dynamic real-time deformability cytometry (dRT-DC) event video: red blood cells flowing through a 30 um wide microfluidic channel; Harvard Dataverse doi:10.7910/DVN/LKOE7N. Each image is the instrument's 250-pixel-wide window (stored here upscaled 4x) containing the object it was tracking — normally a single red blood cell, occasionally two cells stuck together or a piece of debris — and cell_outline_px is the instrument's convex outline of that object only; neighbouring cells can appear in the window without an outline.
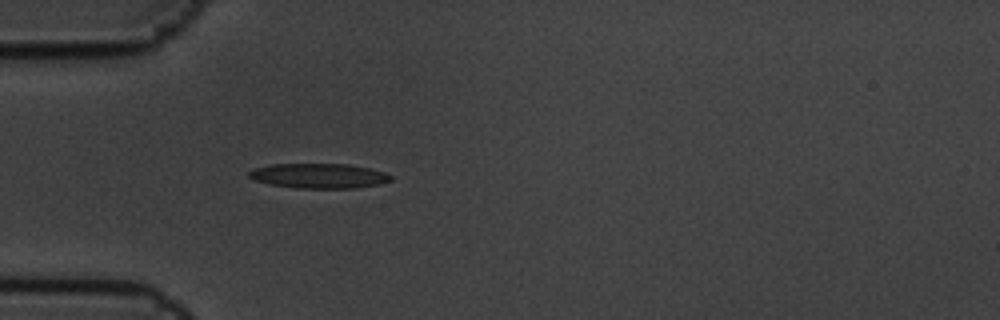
{"species": "common noctule bat (a hibernating species)", "species_latin": "Nyctalus noctula", "temperature_condition": "cold", "stored_images_in_passage": 5, "camera_frame_rate_fps": 3000, "um_per_image_px": 0.085, "animal": {"sex": "male", "body_mass_g": 19.5, "forearm_length_mm": 54.6}, "frame": {"image": 1, "passage_image": 5, "time_ms": 1.333, "image_size_px": [1000, 320], "cell_outline_px": [[392, 180], [380, 184], [356, 188], [296, 188], [268, 184], [252, 180], [248, 176], [248, 172], [252, 168], [272, 164], [348, 164], [368, 168], [384, 172], [392, 176]], "centroid_in_image_um": [27.06, 14.95], "position_along_channel_um": 57.9, "area_um2": 20.69}}